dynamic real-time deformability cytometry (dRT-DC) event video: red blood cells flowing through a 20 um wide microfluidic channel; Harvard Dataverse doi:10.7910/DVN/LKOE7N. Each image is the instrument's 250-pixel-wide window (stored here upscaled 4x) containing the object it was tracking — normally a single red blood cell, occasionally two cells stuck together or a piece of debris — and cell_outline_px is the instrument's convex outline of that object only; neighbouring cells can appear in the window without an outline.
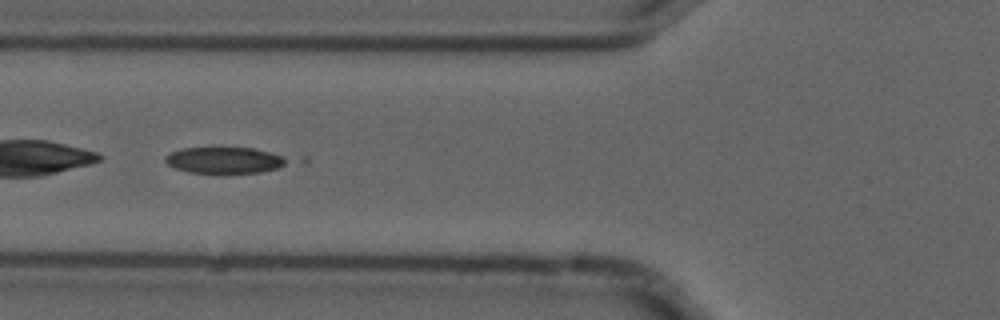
{"species": "common noctule bat (a hibernating species)", "species_latin": "Nyctalus noctula", "temperature_condition": "cold", "stored_images_in_passage": 6, "camera_frame_rate_fps": 3000, "um_per_image_px": 0.085, "animal": {"sex": "male", "forearm_length_mm": 52.5}, "frame": {"image": 1, "passage_image": 5, "time_ms": 1.333, "image_size_px": [1000, 320], "cell_outline_px": [[308, 164], [260, 172], [220, 176], [188, 172], [176, 168], [168, 164], [164, 160], [164, 156], [180, 148], [252, 148], [308, 156]], "centroid_in_image_um": [19.69, 13.65], "position_along_channel_um": 106.1, "area_um2": 21.73}}